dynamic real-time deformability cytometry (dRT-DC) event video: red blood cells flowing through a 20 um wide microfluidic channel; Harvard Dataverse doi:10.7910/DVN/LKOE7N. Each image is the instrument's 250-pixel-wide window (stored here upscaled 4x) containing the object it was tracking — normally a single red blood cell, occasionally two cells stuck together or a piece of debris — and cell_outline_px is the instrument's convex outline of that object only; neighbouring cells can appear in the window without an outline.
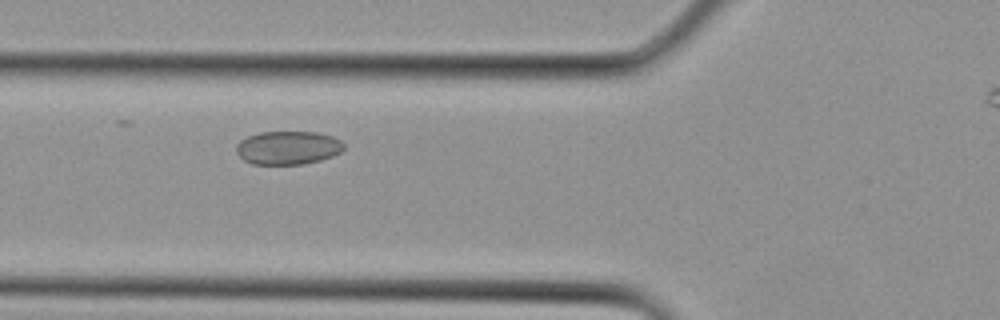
{"species": "Egyptian fruit bat (a non-hibernating species)", "species_latin": "Rousettus aegyptiacus", "temperature_condition": "cold", "stored_images_in_passage": 3, "camera_frame_rate_fps": 3000, "um_per_image_px": 0.085, "animal": {"sex": "female"}, "frame": {"image": 1, "passage_image": 3, "time_ms": 0.667, "image_size_px": [1000, 320], "cell_outline_px": [[344, 148], [340, 152], [332, 156], [320, 160], [304, 164], [252, 164], [244, 160], [236, 152], [236, 144], [240, 140], [248, 136], [260, 132], [316, 132], [332, 136], [340, 140], [344, 144]], "centroid_in_image_um": [24.46, 12.56], "position_along_channel_um": 101.3, "area_um2": 20.98}}